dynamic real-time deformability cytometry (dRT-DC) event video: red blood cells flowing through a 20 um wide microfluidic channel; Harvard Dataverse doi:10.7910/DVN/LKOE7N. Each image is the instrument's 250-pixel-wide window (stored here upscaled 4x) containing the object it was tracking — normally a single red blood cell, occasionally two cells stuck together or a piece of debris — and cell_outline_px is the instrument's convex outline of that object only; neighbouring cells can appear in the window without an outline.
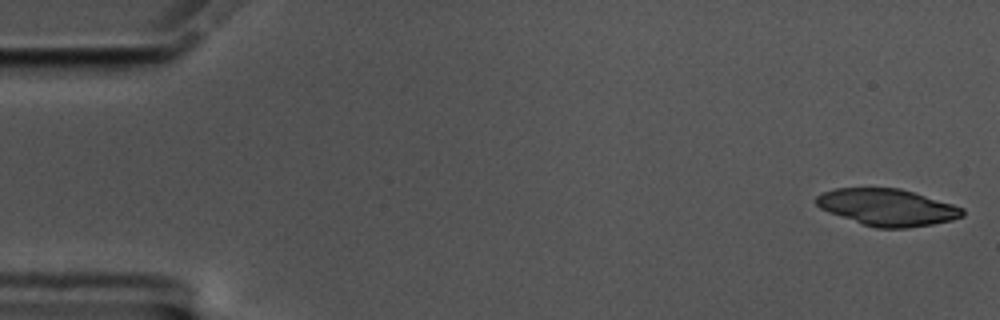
{"species": "common noctule bat (a hibernating species)", "species_latin": "Nyctalus noctula", "temperature_condition": "cold", "stored_images_in_passage": 17, "camera_frame_rate_fps": 3000, "um_per_image_px": 0.085, "animal": {"sex": "male", "body_mass_g": 17.5, "forearm_length_mm": 52.3}, "frame": {"image": 1, "passage_image": 1, "time_ms": 0.0, "image_size_px": [1000, 320], "cell_outline_px": [[964, 216], [952, 220], [932, 224], [908, 228], [876, 228], [828, 212], [820, 208], [816, 204], [816, 196], [824, 192], [836, 188], [900, 188], [952, 204], [964, 208]], "centroid_in_image_um": [75.43, 17.62], "position_along_channel_um": 9.6, "area_um2": 31.15}}